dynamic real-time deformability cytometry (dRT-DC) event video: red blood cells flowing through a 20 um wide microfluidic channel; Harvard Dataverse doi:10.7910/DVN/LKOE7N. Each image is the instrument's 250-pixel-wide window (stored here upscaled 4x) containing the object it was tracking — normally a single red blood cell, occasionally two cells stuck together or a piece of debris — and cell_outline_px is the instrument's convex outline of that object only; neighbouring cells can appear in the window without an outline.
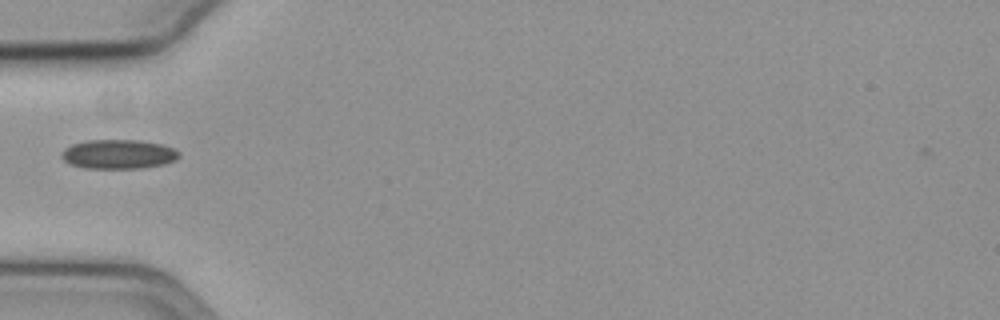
{"species": "common noctule bat (a hibernating species)", "species_latin": "Nyctalus noctula", "temperature_condition": "cold", "stored_images_in_passage": 39, "camera_frame_rate_fps": 3000, "um_per_image_px": 0.085, "animal": {"sex": "female", "body_mass_g": 19.3, "forearm_length_mm": 54.1}, "frame": {"image": 1, "passage_image": 1, "time_ms": 0.0, "image_size_px": [1000, 320], "cell_outline_px": [[180, 156], [176, 160], [164, 164], [144, 168], [84, 168], [68, 164], [60, 156], [60, 152], [64, 148], [72, 144], [88, 140], [140, 140], [160, 144], [176, 148], [180, 152]], "centroid_in_image_um": [10.06, 13.11], "position_along_channel_um": 74.9, "area_um2": 20.35}}
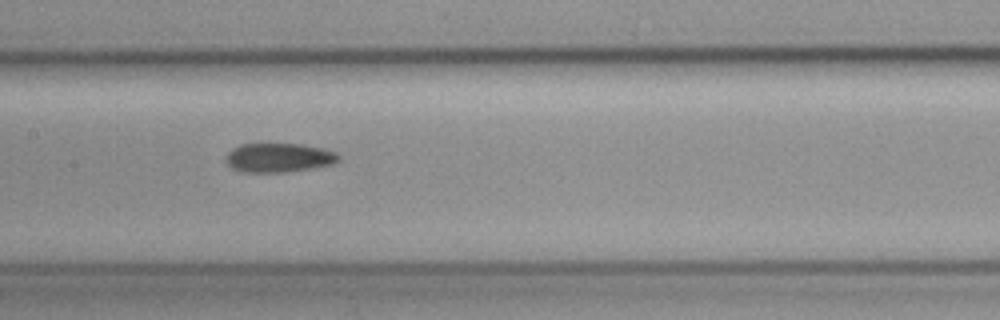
{"frame": {"image": 2, "passage_image": 10, "time_ms": 3.0, "image_size_px": [1000, 320], "cell_outline_px": [[340, 160], [332, 164], [312, 168], [284, 172], [240, 172], [232, 168], [224, 160], [228, 152], [232, 148], [240, 144], [300, 144], [324, 148], [336, 152], [340, 156]], "centroid_in_image_um": [23.69, 13.4], "position_along_channel_um": 183.7, "area_um2": 19.25}}
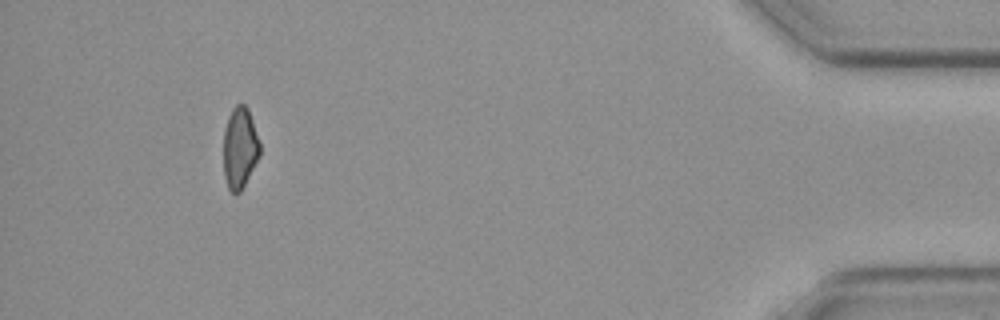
{"frame": {"image": 3, "passage_image": 35, "time_ms": 11.333, "image_size_px": [1000, 320], "cell_outline_px": [[260, 156], [240, 192], [232, 192], [228, 188], [224, 176], [224, 128], [228, 116], [232, 108], [236, 104], [244, 104], [248, 108], [260, 140]], "centroid_in_image_um": [20.39, 12.53], "position_along_channel_um": 414.8, "area_um2": 17.34}}